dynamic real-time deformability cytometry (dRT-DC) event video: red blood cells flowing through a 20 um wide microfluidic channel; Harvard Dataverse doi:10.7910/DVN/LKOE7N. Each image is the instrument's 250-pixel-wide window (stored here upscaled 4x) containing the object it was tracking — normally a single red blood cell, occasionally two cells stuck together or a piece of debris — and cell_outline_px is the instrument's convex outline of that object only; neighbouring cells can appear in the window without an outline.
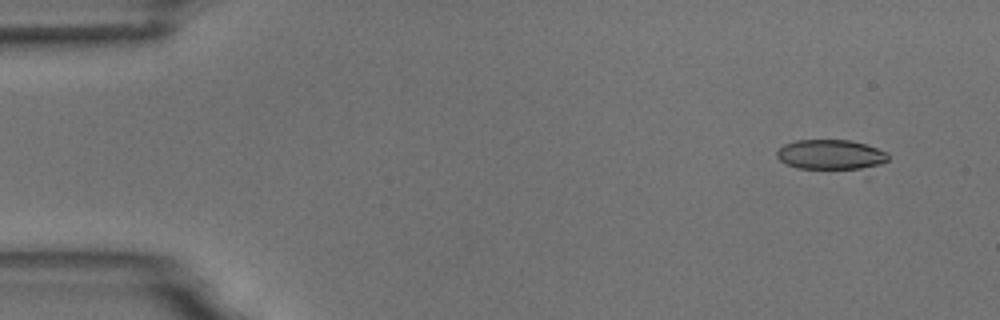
{"species": "common noctule bat (a hibernating species)", "species_latin": "Nyctalus noctula", "temperature_condition": "room temperature", "stored_images_in_passage": 6, "camera_frame_rate_fps": 3000, "um_per_image_px": 0.085, "animal": {"sex": "male", "body_mass_g": 18.8}, "frame": {"image": 1, "passage_image": 1, "time_ms": 0.0, "image_size_px": [1000, 320], "cell_outline_px": [[888, 160], [868, 180], [796, 168], [780, 160], [776, 156], [776, 152], [784, 144], [796, 140], [848, 140], [864, 144], [888, 152]], "centroid_in_image_um": [70.89, 13.38], "position_along_channel_um": 14.1, "area_um2": 23.06}}
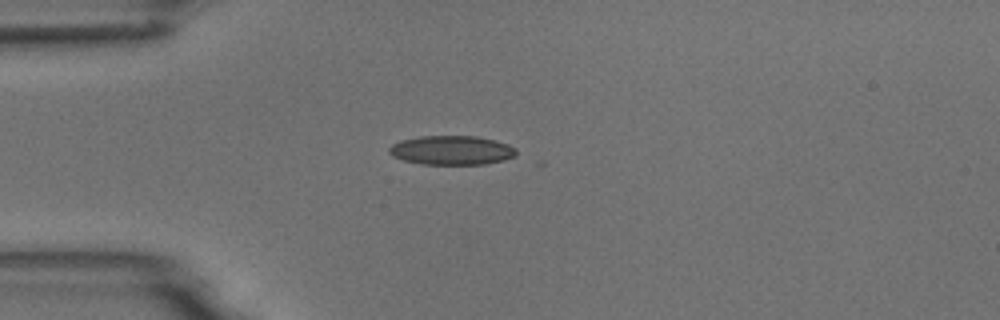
{"frame": {"image": 2, "passage_image": 4, "time_ms": 3.333, "image_size_px": [1000, 320], "cell_outline_px": [[516, 156], [504, 160], [484, 164], [420, 164], [404, 160], [392, 156], [388, 152], [388, 148], [392, 144], [400, 140], [420, 136], [476, 136], [508, 144], [516, 148]], "centroid_in_image_um": [38.37, 12.77], "position_along_channel_um": 46.6, "area_um2": 21.62}}